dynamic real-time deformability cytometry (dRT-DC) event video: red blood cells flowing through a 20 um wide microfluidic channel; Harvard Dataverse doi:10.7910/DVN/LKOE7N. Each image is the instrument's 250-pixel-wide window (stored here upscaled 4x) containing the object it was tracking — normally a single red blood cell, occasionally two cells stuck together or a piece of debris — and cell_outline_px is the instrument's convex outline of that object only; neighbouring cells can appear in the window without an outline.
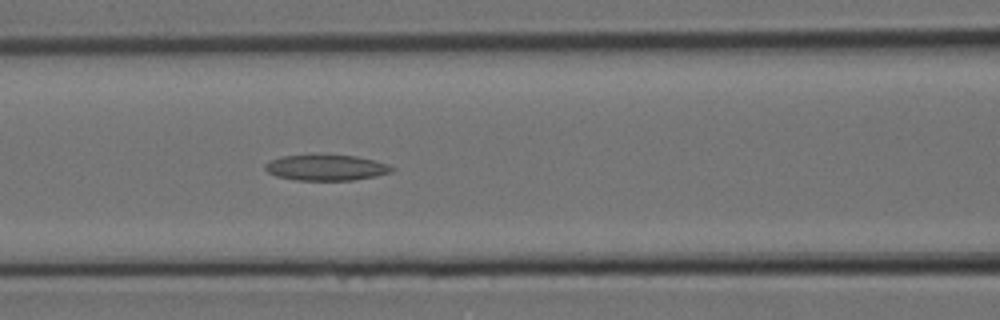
{"species": "Egyptian fruit bat (a non-hibernating species)", "species_latin": "Rousettus aegyptiacus", "temperature_condition": "room temperature", "stored_images_in_passage": 8, "camera_frame_rate_fps": 3000, "um_per_image_px": 0.085, "animal": {"sex": "female"}, "frame": {"image": 1, "passage_image": 8, "time_ms": 2.333, "image_size_px": [1000, 320], "cell_outline_px": [[396, 168], [392, 172], [376, 176], [352, 180], [296, 180], [276, 176], [268, 172], [264, 168], [264, 164], [268, 160], [280, 156], [356, 156], [388, 164]], "centroid_in_image_um": [27.71, 14.26], "position_along_channel_um": 138.9, "area_um2": 18.79}}